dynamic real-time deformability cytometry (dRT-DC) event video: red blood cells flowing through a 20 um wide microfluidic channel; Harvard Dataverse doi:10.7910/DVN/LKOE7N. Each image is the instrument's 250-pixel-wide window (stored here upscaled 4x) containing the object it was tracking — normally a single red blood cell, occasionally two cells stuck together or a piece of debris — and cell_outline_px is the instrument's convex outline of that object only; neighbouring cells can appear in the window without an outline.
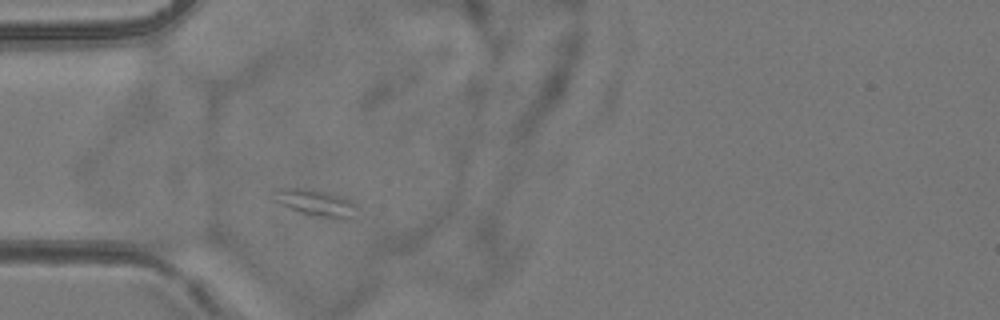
{"species": "common noctule bat (a hibernating species)", "species_latin": "Nyctalus noctula", "temperature_condition": "room temperature", "stored_images_in_passage": 2, "camera_frame_rate_fps": 3000, "um_per_image_px": 0.085, "animal": {"sex": "female", "body_mass_g": 24.6, "forearm_length_mm": 56.2}, "frame": {"image": 1, "passage_image": 2, "time_ms": 1.0, "image_size_px": [1000, 320], "cell_outline_px": [[356, 204], [348, 216], [320, 216], [300, 212], [276, 200], [276, 188], [312, 188], [328, 192], [348, 200]], "centroid_in_image_um": [26.74, 17.16], "position_along_channel_um": 58.3, "area_um2": 11.62}}